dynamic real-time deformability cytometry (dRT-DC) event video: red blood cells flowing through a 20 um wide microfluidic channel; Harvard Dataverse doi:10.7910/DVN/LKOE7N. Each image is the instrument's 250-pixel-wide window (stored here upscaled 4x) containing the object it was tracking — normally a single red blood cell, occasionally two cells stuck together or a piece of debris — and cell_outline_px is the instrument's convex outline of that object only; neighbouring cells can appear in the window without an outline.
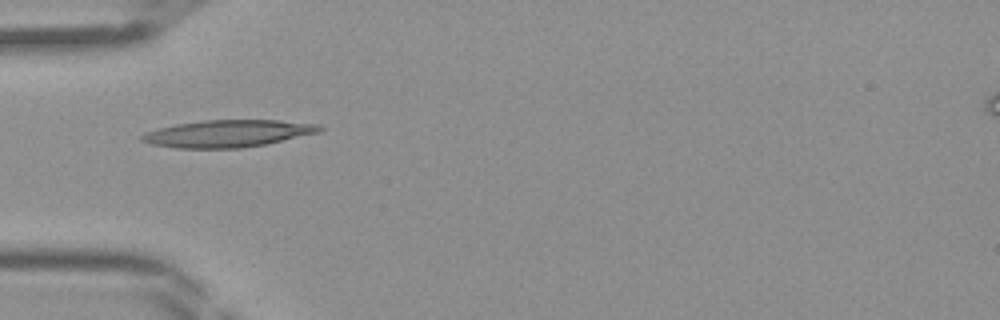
{"species": "Egyptian fruit bat (a non-hibernating species)", "species_latin": "Rousettus aegyptiacus", "temperature_condition": "room temperature", "stored_images_in_passage": 31, "camera_frame_rate_fps": 3000, "um_per_image_px": 0.085, "frame": {"image": 1, "passage_image": 1, "time_ms": 0.0, "image_size_px": [1000, 320], "cell_outline_px": [[324, 128], [320, 132], [264, 144], [240, 148], [176, 148], [152, 144], [140, 140], [140, 136], [156, 128], [176, 124], [200, 120], [280, 120], [320, 124]], "centroid_in_image_um": [19.37, 11.34], "position_along_channel_um": 65.6, "area_um2": 28.09}}
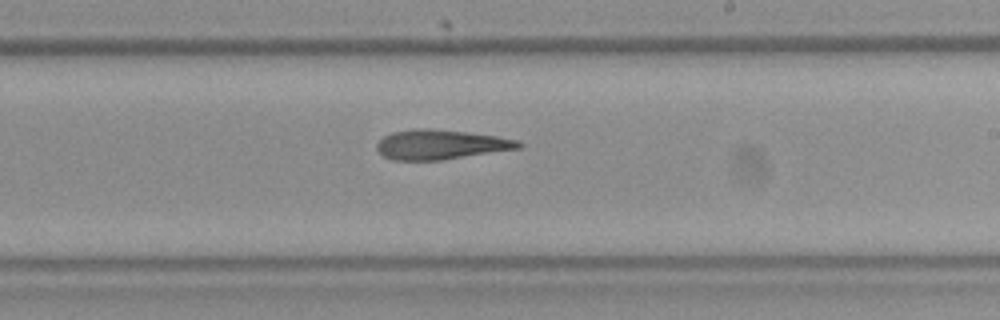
{"frame": {"image": 2, "passage_image": 13, "time_ms": 4.0, "image_size_px": [1000, 320], "cell_outline_px": [[524, 144], [520, 148], [440, 160], [392, 160], [384, 156], [376, 148], [376, 144], [384, 136], [392, 132], [412, 128], [428, 128], [464, 132], [496, 136], [520, 140]], "centroid_in_image_um": [37.45, 12.28], "position_along_channel_um": 251.6, "area_um2": 24.39}}
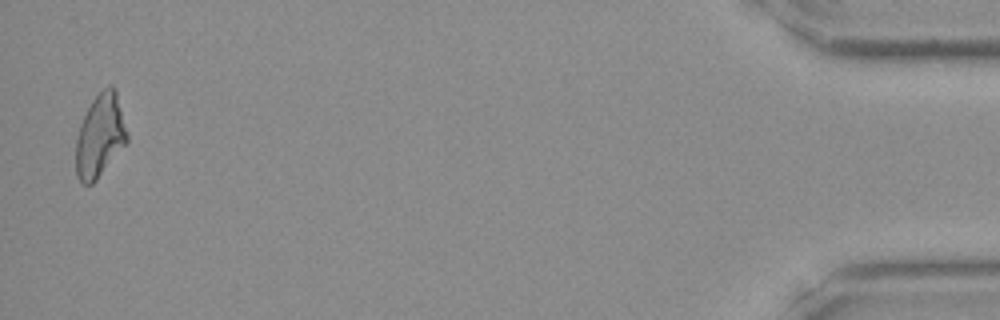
{"frame": {"image": 3, "passage_image": 30, "time_ms": 9.667, "image_size_px": [1000, 320], "cell_outline_px": [[128, 140], [96, 180], [92, 184], [84, 184], [76, 176], [76, 136], [80, 124], [92, 100], [108, 84], [112, 84], [116, 92], [128, 132]], "centroid_in_image_um": [8.49, 11.53], "position_along_channel_um": 426.7, "area_um2": 24.51}}